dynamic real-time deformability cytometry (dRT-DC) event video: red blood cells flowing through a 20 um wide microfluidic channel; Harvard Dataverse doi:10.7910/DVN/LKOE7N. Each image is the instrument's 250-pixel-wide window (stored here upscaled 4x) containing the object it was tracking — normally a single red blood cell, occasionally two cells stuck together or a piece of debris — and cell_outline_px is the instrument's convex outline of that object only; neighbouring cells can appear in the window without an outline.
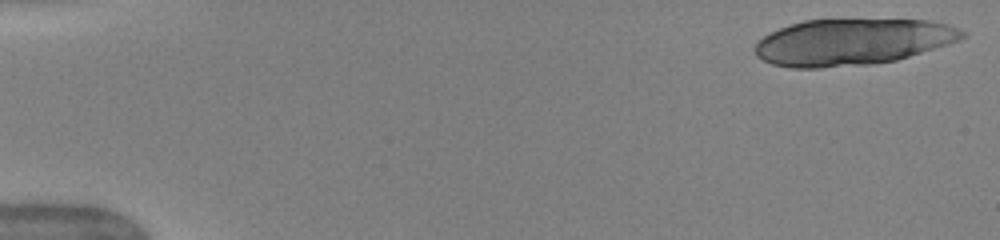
{"species": "human", "species_latin": "Homo sapiens", "temperature_condition": "warm", "stored_images_in_passage": 18, "camera_frame_rate_fps": 3000, "um_per_image_px": 0.085, "donor": {"sex": "female"}, "frame": {"image": 1, "passage_image": 1, "time_ms": 0.0, "image_size_px": [1000, 240], "cell_outline_px": [[968, 36], [960, 40], [948, 44], [896, 60], [872, 64], [820, 68], [792, 68], [772, 64], [756, 56], [752, 48], [764, 36], [780, 28], [804, 20], [928, 20], [948, 24], [968, 32]], "centroid_in_image_um": [72.46, 3.57], "position_along_channel_um": 12.5, "area_um2": 56.01}}